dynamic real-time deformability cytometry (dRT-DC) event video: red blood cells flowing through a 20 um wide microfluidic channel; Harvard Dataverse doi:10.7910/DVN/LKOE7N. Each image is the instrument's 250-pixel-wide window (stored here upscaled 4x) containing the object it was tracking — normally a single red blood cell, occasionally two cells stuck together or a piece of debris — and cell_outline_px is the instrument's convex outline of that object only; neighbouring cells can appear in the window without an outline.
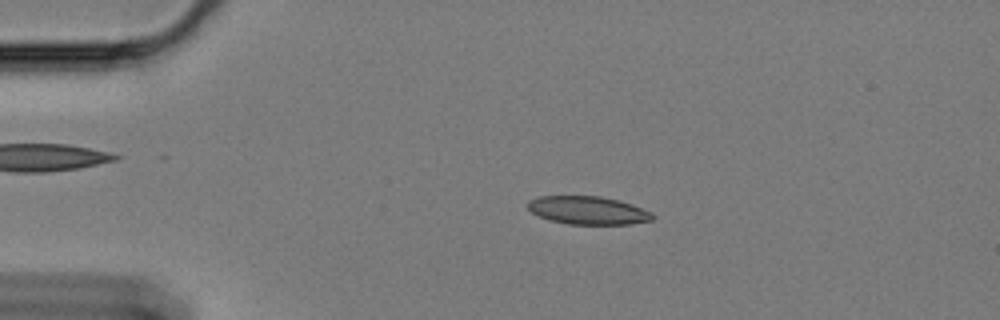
{"species": "Egyptian fruit bat (a non-hibernating species)", "species_latin": "Rousettus aegyptiacus", "temperature_condition": "cold", "stored_images_in_passage": 59, "camera_frame_rate_fps": 3000, "um_per_image_px": 0.085, "animal": {"sex": "female"}, "frame": {"image": 1, "passage_image": 12, "time_ms": 3.667, "image_size_px": [1000, 320], "cell_outline_px": [[656, 216], [652, 220], [628, 224], [568, 224], [552, 220], [540, 216], [532, 212], [528, 208], [528, 200], [540, 196], [600, 196], [632, 204], [652, 212]], "centroid_in_image_um": [50.0, 17.87], "position_along_channel_um": 35.0, "area_um2": 20.29}}
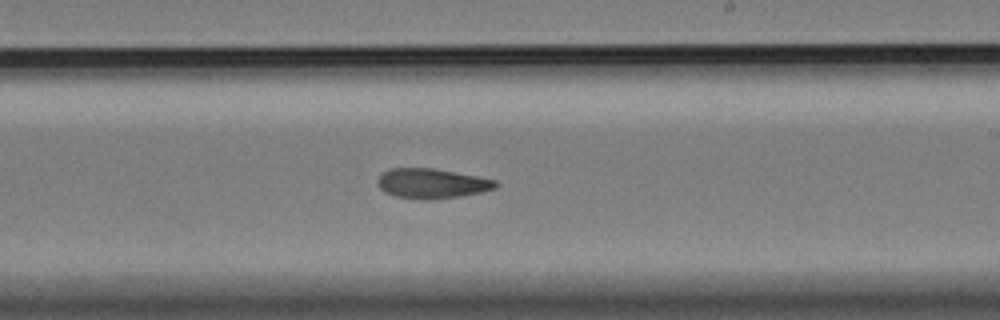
{"frame": {"image": 2, "passage_image": 35, "time_ms": 11.333, "image_size_px": [1000, 320], "cell_outline_px": [[500, 184], [496, 188], [480, 192], [460, 196], [432, 200], [420, 200], [396, 196], [384, 192], [376, 184], [376, 180], [388, 168], [432, 168], [476, 176], [496, 180]], "centroid_in_image_um": [36.68, 15.6], "position_along_channel_um": 252.3, "area_um2": 20.63}}
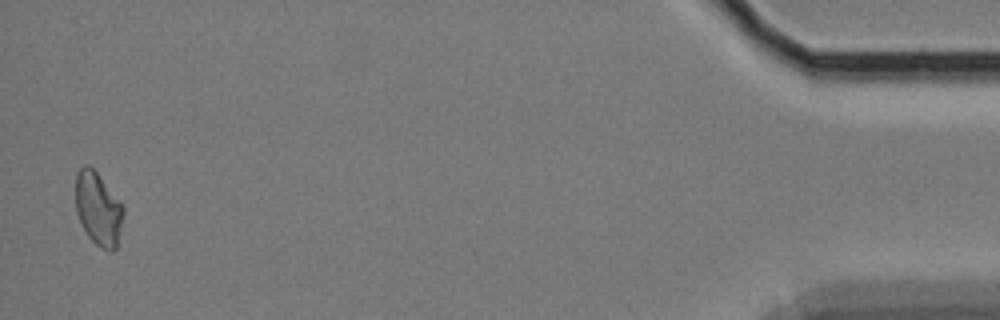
{"frame": {"image": 3, "passage_image": 58, "time_ms": 19.0, "image_size_px": [1000, 320], "cell_outline_px": [[124, 216], [116, 248], [112, 252], [108, 252], [100, 248], [88, 236], [76, 212], [76, 172], [84, 164], [88, 164], [96, 172], [124, 208]], "centroid_in_image_um": [8.35, 17.78], "position_along_channel_um": 426.9, "area_um2": 20.17}, "authors_computed_cell_mechanics": {"area_um2": 20.5768, "velocity_mm_per_s": 3.3629, "shape_relaxation_time_tau1_ms": 10.0776, "shape_relaxation_time_tau2_ms": 3.4876, "deformation_change_tau1": 0.1864, "deformation_change_tau2": 0.0927}}